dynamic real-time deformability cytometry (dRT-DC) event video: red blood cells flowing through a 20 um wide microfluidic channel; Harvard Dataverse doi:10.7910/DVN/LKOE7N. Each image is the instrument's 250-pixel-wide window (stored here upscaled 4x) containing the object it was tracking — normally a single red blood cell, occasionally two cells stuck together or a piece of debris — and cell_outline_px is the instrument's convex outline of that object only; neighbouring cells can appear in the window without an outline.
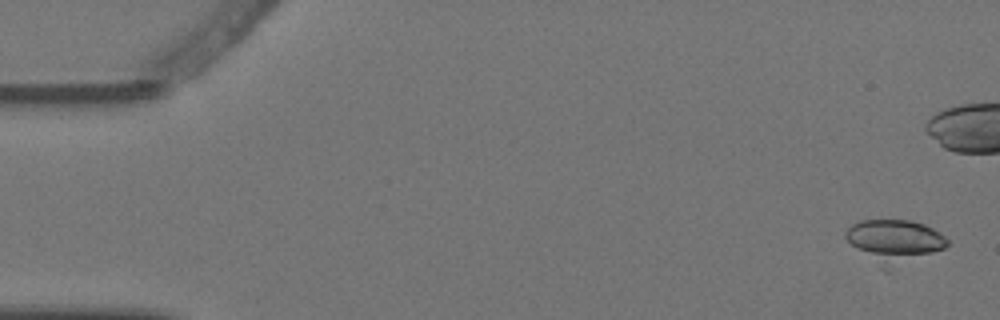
{"species": "Egyptian fruit bat (a non-hibernating species)", "species_latin": "Rousettus aegyptiacus", "temperature_condition": "warm", "stored_images_in_passage": 7, "camera_frame_rate_fps": 3000, "um_per_image_px": 0.085, "animal": {"sex": "female"}, "frame": {"image": 1, "passage_image": 1, "time_ms": 0.0, "image_size_px": [1000, 320], "cell_outline_px": [[948, 244], [944, 248], [888, 272], [884, 272], [852, 244], [844, 236], [844, 232], [852, 224], [860, 220], [908, 220], [924, 224], [932, 228], [944, 236], [948, 240]], "centroid_in_image_um": [76.02, 20.53], "position_along_channel_um": 9.0, "area_um2": 25.66}}